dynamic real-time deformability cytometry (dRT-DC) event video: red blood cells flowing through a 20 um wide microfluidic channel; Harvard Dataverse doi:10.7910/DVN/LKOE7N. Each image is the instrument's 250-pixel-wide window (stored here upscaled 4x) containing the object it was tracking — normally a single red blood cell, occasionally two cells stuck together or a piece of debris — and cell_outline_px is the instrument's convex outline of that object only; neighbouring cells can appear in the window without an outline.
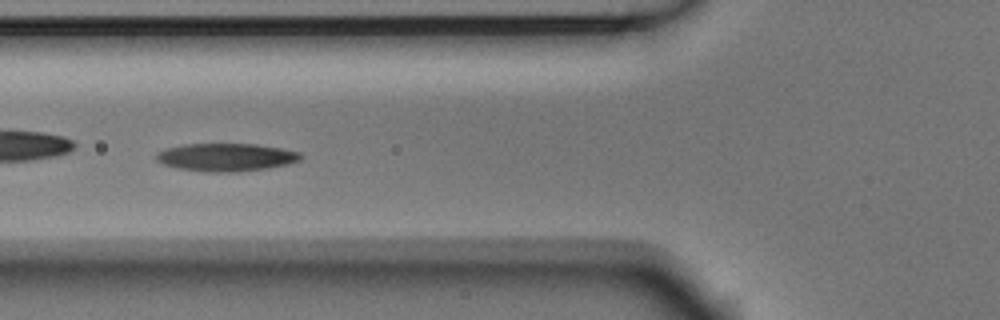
{"species": "Egyptian fruit bat (a non-hibernating species)", "species_latin": "Rousettus aegyptiacus", "temperature_condition": "room temperature", "stored_images_in_passage": 53, "camera_frame_rate_fps": 3000, "um_per_image_px": 0.085, "animal": {"sex": "male"}, "frame": {"image": 1, "passage_image": 19, "time_ms": 6.0, "image_size_px": [1000, 320], "cell_outline_px": [[304, 156], [300, 160], [288, 164], [268, 168], [240, 172], [204, 172], [176, 168], [164, 164], [156, 160], [156, 152], [168, 148], [184, 144], [256, 144], [280, 148], [300, 152]], "centroid_in_image_um": [19.23, 13.37], "position_along_channel_um": 106.6, "area_um2": 23.64}}
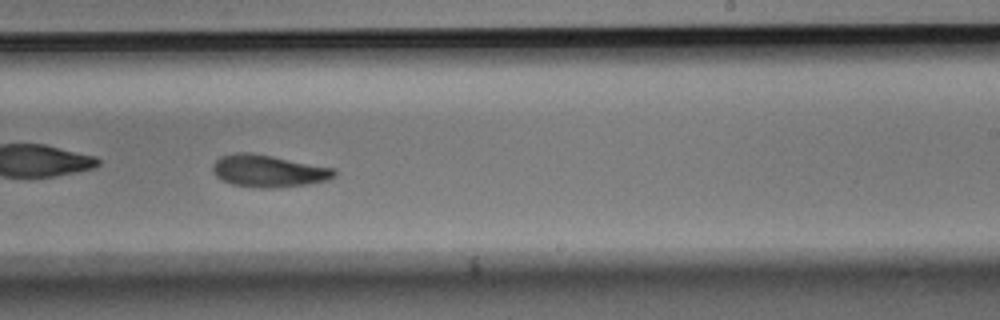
{"frame": {"image": 2, "passage_image": 32, "time_ms": 10.333, "image_size_px": [1000, 320], "cell_outline_px": [[336, 176], [328, 180], [308, 184], [272, 188], [260, 188], [232, 184], [216, 176], [212, 168], [212, 164], [220, 156], [236, 152], [248, 152], [272, 156], [336, 168]], "centroid_in_image_um": [22.84, 14.53], "position_along_channel_um": 266.2, "area_um2": 22.83}}
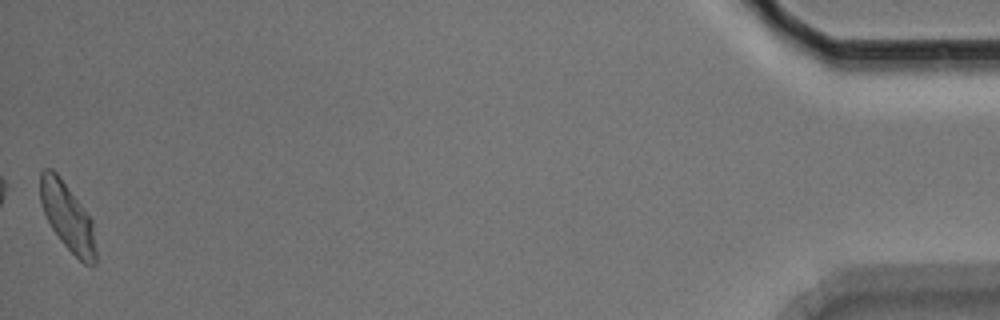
{"frame": {"image": 3, "passage_image": 53, "time_ms": 17.333, "image_size_px": [1000, 320], "cell_outline_px": [[96, 264], [84, 264], [60, 240], [52, 228], [44, 212], [40, 200], [40, 172], [44, 168], [52, 168], [60, 176], [92, 220], [96, 252]], "centroid_in_image_um": [5.73, 18.41], "position_along_channel_um": 429.5, "area_um2": 21.62}, "authors_computed_cell_mechanics": {"area_um2": 22.3108, "velocity_mm_per_s": 3.6798, "shape_relaxation_time_tau1_ms": 2.8478, "shape_relaxation_time_tau2_ms": 8.3437, "deformation_change_tau1": 0.1394, "deformation_change_tau2": 0.1608}}